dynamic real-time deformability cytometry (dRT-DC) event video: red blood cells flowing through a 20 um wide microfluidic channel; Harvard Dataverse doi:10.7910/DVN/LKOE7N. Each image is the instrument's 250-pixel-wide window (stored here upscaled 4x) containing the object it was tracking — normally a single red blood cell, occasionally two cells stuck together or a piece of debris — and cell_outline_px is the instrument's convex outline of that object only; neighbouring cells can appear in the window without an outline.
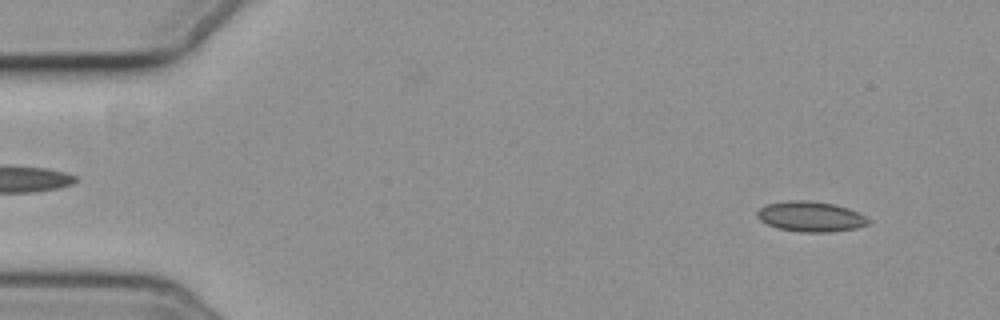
{"species": "common noctule bat (a hibernating species)", "species_latin": "Nyctalus noctula", "temperature_condition": "cold", "stored_images_in_passage": 4, "camera_frame_rate_fps": 3000, "um_per_image_px": 0.085, "animal": {"sex": "female", "body_mass_g": 19.3, "forearm_length_mm": 54.1}, "frame": {"image": 1, "passage_image": 4, "time_ms": 4.667, "image_size_px": [1000, 320], "cell_outline_px": [[872, 220], [868, 224], [856, 228], [828, 232], [800, 232], [780, 228], [768, 224], [760, 220], [756, 216], [756, 212], [764, 204], [788, 200], [808, 200], [836, 204], [848, 208]], "centroid_in_image_um": [68.89, 18.39], "position_along_channel_um": 16.1, "area_um2": 19.65}}